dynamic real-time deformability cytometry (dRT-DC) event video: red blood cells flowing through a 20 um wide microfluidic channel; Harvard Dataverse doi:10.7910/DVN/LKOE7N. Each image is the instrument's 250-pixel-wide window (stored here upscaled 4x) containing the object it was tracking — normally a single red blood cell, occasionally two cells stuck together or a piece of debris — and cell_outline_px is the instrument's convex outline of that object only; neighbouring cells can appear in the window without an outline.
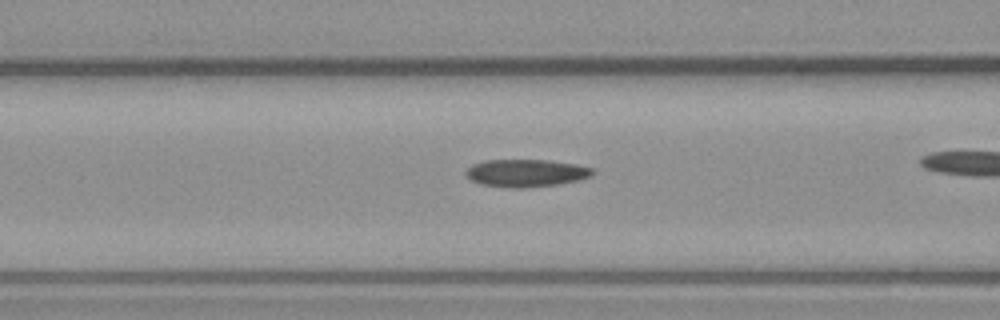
{"species": "common noctule bat (a hibernating species)", "species_latin": "Nyctalus noctula", "temperature_condition": "warm", "stored_images_in_passage": 27, "camera_frame_rate_fps": 3000, "um_per_image_px": 0.085, "animal": {"sex": "male", "body_mass_g": 23.1, "forearm_length_mm": 52.7}, "frame": {"image": 1, "passage_image": 8, "time_ms": 2.333, "image_size_px": [1000, 320], "cell_outline_px": [[596, 172], [592, 176], [580, 180], [560, 184], [524, 188], [508, 188], [480, 184], [464, 176], [464, 172], [472, 164], [484, 160], [548, 160], [576, 164], [592, 168]], "centroid_in_image_um": [44.71, 14.71], "position_along_channel_um": 121.9, "area_um2": 20.69}}